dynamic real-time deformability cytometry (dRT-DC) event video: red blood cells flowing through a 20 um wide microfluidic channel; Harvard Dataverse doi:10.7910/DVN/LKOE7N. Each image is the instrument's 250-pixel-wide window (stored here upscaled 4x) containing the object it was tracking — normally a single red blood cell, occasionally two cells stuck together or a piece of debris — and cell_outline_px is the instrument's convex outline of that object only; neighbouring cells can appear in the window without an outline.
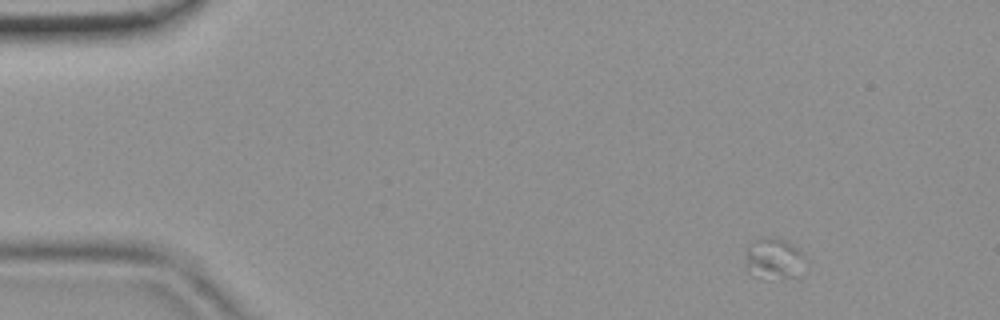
{"species": "common noctule bat (a hibernating species)", "species_latin": "Nyctalus noctula", "temperature_condition": "room temperature", "stored_images_in_passage": 4, "camera_frame_rate_fps": 3000, "um_per_image_px": 0.085, "animal": {"sex": "female", "body_mass_g": 19.9}, "frame": {"image": 1, "passage_image": 1, "time_ms": 0.0, "image_size_px": [1000, 320], "cell_outline_px": [[804, 256], [792, 276], [768, 280], [764, 280], [752, 276], [748, 272], [748, 248], [752, 240], [768, 236], [780, 240], [796, 248]], "centroid_in_image_um": [65.66, 22.0], "position_along_channel_um": 19.3, "area_um2": 13.41}}
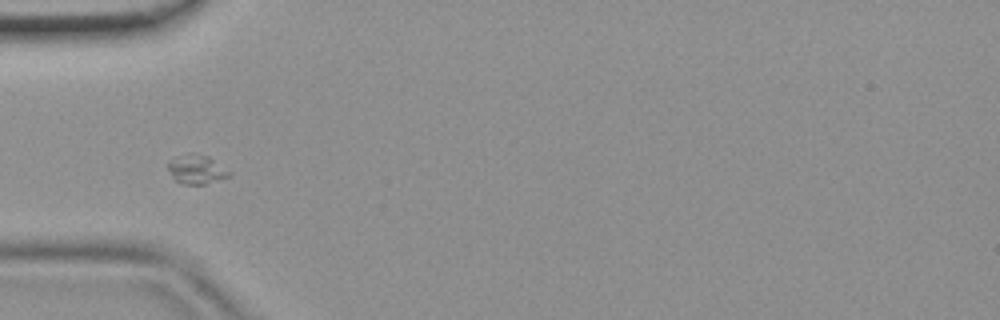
{"frame": {"image": 2, "passage_image": 4, "time_ms": 1.0, "image_size_px": [1000, 320], "cell_outline_px": [[232, 172], [228, 176], [204, 184], [184, 184], [176, 180], [172, 176], [168, 168], [168, 164], [176, 156], [192, 152], [208, 156]], "centroid_in_image_um": [16.71, 14.38], "position_along_channel_um": 68.3, "area_um2": 10.17}}